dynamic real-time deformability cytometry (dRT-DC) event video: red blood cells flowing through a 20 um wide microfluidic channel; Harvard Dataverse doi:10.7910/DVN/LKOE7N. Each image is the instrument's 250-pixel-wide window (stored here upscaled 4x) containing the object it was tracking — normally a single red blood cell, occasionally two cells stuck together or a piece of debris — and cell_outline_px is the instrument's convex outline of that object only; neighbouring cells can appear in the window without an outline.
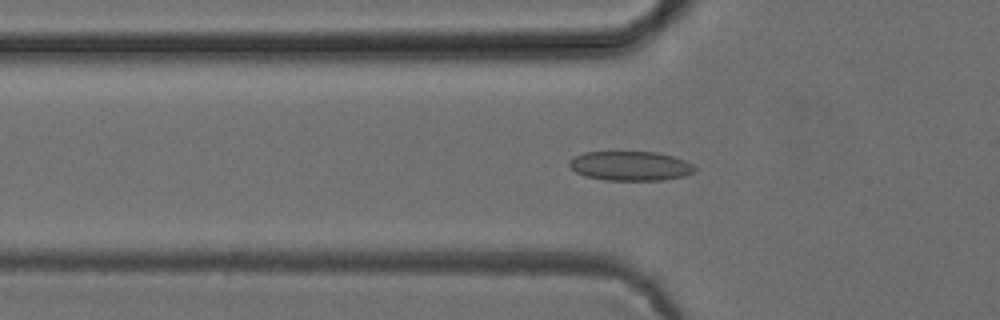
{"species": "common noctule bat (a hibernating species)", "species_latin": "Nyctalus noctula", "temperature_condition": "cold", "stored_images_in_passage": 51, "camera_frame_rate_fps": 3000, "um_per_image_px": 0.085, "animal": {"sex": "female", "body_mass_g": 24.6, "forearm_length_mm": 56.2}, "frame": {"image": 1, "passage_image": 17, "time_ms": 5.333, "image_size_px": [1000, 320], "cell_outline_px": [[696, 172], [684, 176], [664, 180], [604, 180], [584, 176], [576, 172], [568, 164], [568, 160], [584, 152], [656, 152], [672, 156], [684, 160], [692, 164], [696, 168]], "centroid_in_image_um": [53.58, 14.11], "position_along_channel_um": 72.2, "area_um2": 21.56}}
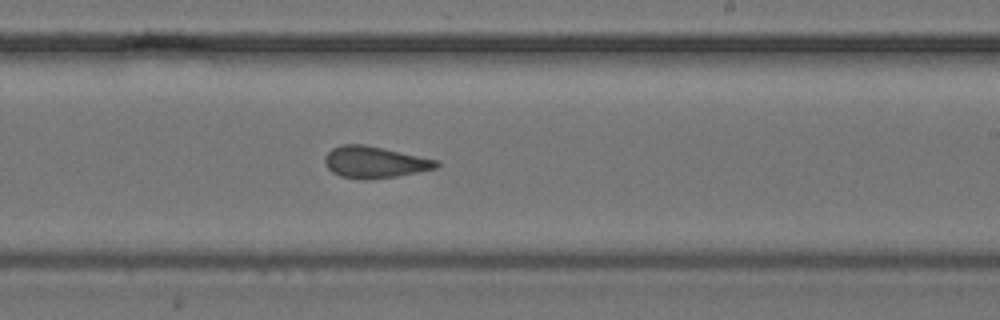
{"frame": {"image": 2, "passage_image": 31, "time_ms": 10.0, "image_size_px": [1000, 320], "cell_outline_px": [[440, 164], [436, 168], [396, 176], [372, 180], [364, 180], [340, 176], [332, 172], [328, 168], [324, 160], [324, 156], [332, 148], [340, 144], [364, 144], [384, 148], [440, 160]], "centroid_in_image_um": [31.84, 13.78], "position_along_channel_um": 257.2, "area_um2": 20.75}}
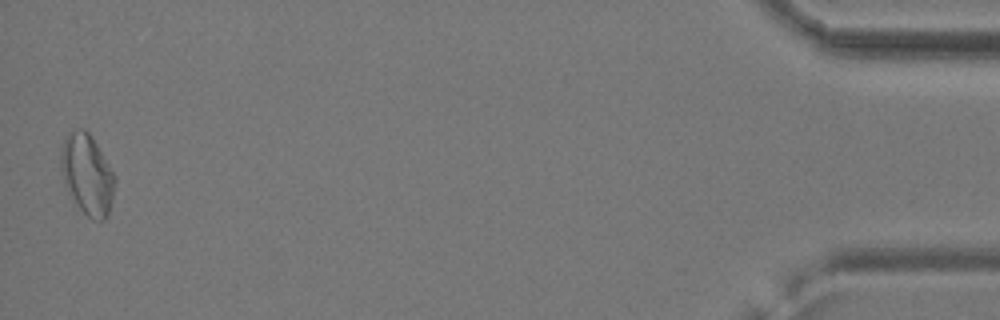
{"frame": {"image": 3, "passage_image": 51, "time_ms": 16.667, "image_size_px": [1000, 320], "cell_outline_px": [[116, 180], [112, 200], [108, 216], [104, 220], [92, 220], [80, 208], [72, 196], [64, 180], [60, 168], [60, 148], [64, 136], [80, 128], [84, 128], [92, 136], [116, 176]], "centroid_in_image_um": [7.42, 14.8], "position_along_channel_um": 427.8, "area_um2": 25.26}, "authors_computed_cell_mechanics": {"area_um2": 21.4438, "velocity_mm_per_s": 3.9415, "shape_relaxation_time_tau1_ms": null, "shape_relaxation_time_tau2_ms": 3.1673, "deformation_change_tau1": null, "deformation_change_tau2": 0.0857}}